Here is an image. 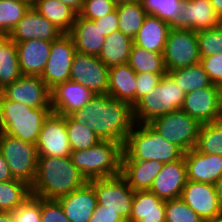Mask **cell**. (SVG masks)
Wrapping results in <instances>:
<instances>
[{
	"instance_id": "cell-1",
	"label": "cell",
	"mask_w": 222,
	"mask_h": 222,
	"mask_svg": "<svg viewBox=\"0 0 222 222\" xmlns=\"http://www.w3.org/2000/svg\"><path fill=\"white\" fill-rule=\"evenodd\" d=\"M68 116L87 125L101 140L114 141L122 147L136 124L133 106L109 94H96L86 106Z\"/></svg>"
},
{
	"instance_id": "cell-2",
	"label": "cell",
	"mask_w": 222,
	"mask_h": 222,
	"mask_svg": "<svg viewBox=\"0 0 222 222\" xmlns=\"http://www.w3.org/2000/svg\"><path fill=\"white\" fill-rule=\"evenodd\" d=\"M87 180L68 157H38L36 178L31 195L58 199L82 187Z\"/></svg>"
},
{
	"instance_id": "cell-3",
	"label": "cell",
	"mask_w": 222,
	"mask_h": 222,
	"mask_svg": "<svg viewBox=\"0 0 222 222\" xmlns=\"http://www.w3.org/2000/svg\"><path fill=\"white\" fill-rule=\"evenodd\" d=\"M184 152L149 124H135L122 147L121 161L155 160L163 164L181 159Z\"/></svg>"
},
{
	"instance_id": "cell-4",
	"label": "cell",
	"mask_w": 222,
	"mask_h": 222,
	"mask_svg": "<svg viewBox=\"0 0 222 222\" xmlns=\"http://www.w3.org/2000/svg\"><path fill=\"white\" fill-rule=\"evenodd\" d=\"M0 131L11 137L36 144L41 127L52 112L51 108H33L11 101L1 95Z\"/></svg>"
},
{
	"instance_id": "cell-5",
	"label": "cell",
	"mask_w": 222,
	"mask_h": 222,
	"mask_svg": "<svg viewBox=\"0 0 222 222\" xmlns=\"http://www.w3.org/2000/svg\"><path fill=\"white\" fill-rule=\"evenodd\" d=\"M122 146L114 141L102 140L87 149L72 151L73 165L88 181L120 174Z\"/></svg>"
},
{
	"instance_id": "cell-6",
	"label": "cell",
	"mask_w": 222,
	"mask_h": 222,
	"mask_svg": "<svg viewBox=\"0 0 222 222\" xmlns=\"http://www.w3.org/2000/svg\"><path fill=\"white\" fill-rule=\"evenodd\" d=\"M184 98V92L166 72L159 84L133 105L135 123L148 124L159 116L180 110Z\"/></svg>"
},
{
	"instance_id": "cell-7",
	"label": "cell",
	"mask_w": 222,
	"mask_h": 222,
	"mask_svg": "<svg viewBox=\"0 0 222 222\" xmlns=\"http://www.w3.org/2000/svg\"><path fill=\"white\" fill-rule=\"evenodd\" d=\"M148 124L184 153L195 148L201 127L197 120L181 109L159 116Z\"/></svg>"
},
{
	"instance_id": "cell-8",
	"label": "cell",
	"mask_w": 222,
	"mask_h": 222,
	"mask_svg": "<svg viewBox=\"0 0 222 222\" xmlns=\"http://www.w3.org/2000/svg\"><path fill=\"white\" fill-rule=\"evenodd\" d=\"M0 151L14 179L32 185L37 173L38 153L36 144L22 141L0 131Z\"/></svg>"
},
{
	"instance_id": "cell-9",
	"label": "cell",
	"mask_w": 222,
	"mask_h": 222,
	"mask_svg": "<svg viewBox=\"0 0 222 222\" xmlns=\"http://www.w3.org/2000/svg\"><path fill=\"white\" fill-rule=\"evenodd\" d=\"M200 59L196 31L171 28L163 51L166 71L198 64Z\"/></svg>"
},
{
	"instance_id": "cell-10",
	"label": "cell",
	"mask_w": 222,
	"mask_h": 222,
	"mask_svg": "<svg viewBox=\"0 0 222 222\" xmlns=\"http://www.w3.org/2000/svg\"><path fill=\"white\" fill-rule=\"evenodd\" d=\"M88 182L93 186L97 203L102 208L117 211L123 219L130 218L135 191L121 174Z\"/></svg>"
},
{
	"instance_id": "cell-11",
	"label": "cell",
	"mask_w": 222,
	"mask_h": 222,
	"mask_svg": "<svg viewBox=\"0 0 222 222\" xmlns=\"http://www.w3.org/2000/svg\"><path fill=\"white\" fill-rule=\"evenodd\" d=\"M76 52L73 39L68 33L52 41L49 59L41 74V79L50 89L69 80Z\"/></svg>"
},
{
	"instance_id": "cell-12",
	"label": "cell",
	"mask_w": 222,
	"mask_h": 222,
	"mask_svg": "<svg viewBox=\"0 0 222 222\" xmlns=\"http://www.w3.org/2000/svg\"><path fill=\"white\" fill-rule=\"evenodd\" d=\"M109 67L97 56L76 52L69 80L79 83L94 94H107Z\"/></svg>"
},
{
	"instance_id": "cell-13",
	"label": "cell",
	"mask_w": 222,
	"mask_h": 222,
	"mask_svg": "<svg viewBox=\"0 0 222 222\" xmlns=\"http://www.w3.org/2000/svg\"><path fill=\"white\" fill-rule=\"evenodd\" d=\"M38 157H68L72 150L65 116L51 112L45 119L36 142Z\"/></svg>"
},
{
	"instance_id": "cell-14",
	"label": "cell",
	"mask_w": 222,
	"mask_h": 222,
	"mask_svg": "<svg viewBox=\"0 0 222 222\" xmlns=\"http://www.w3.org/2000/svg\"><path fill=\"white\" fill-rule=\"evenodd\" d=\"M2 95L11 101L33 108H51V89L41 76L21 75L18 80L5 86Z\"/></svg>"
},
{
	"instance_id": "cell-15",
	"label": "cell",
	"mask_w": 222,
	"mask_h": 222,
	"mask_svg": "<svg viewBox=\"0 0 222 222\" xmlns=\"http://www.w3.org/2000/svg\"><path fill=\"white\" fill-rule=\"evenodd\" d=\"M180 198L204 222L222 218V208L218 202L214 184L187 180Z\"/></svg>"
},
{
	"instance_id": "cell-16",
	"label": "cell",
	"mask_w": 222,
	"mask_h": 222,
	"mask_svg": "<svg viewBox=\"0 0 222 222\" xmlns=\"http://www.w3.org/2000/svg\"><path fill=\"white\" fill-rule=\"evenodd\" d=\"M220 26V18L210 0H184L173 29L205 30Z\"/></svg>"
},
{
	"instance_id": "cell-17",
	"label": "cell",
	"mask_w": 222,
	"mask_h": 222,
	"mask_svg": "<svg viewBox=\"0 0 222 222\" xmlns=\"http://www.w3.org/2000/svg\"><path fill=\"white\" fill-rule=\"evenodd\" d=\"M62 34L61 30L31 6L9 37L13 42L19 43L27 40L53 41Z\"/></svg>"
},
{
	"instance_id": "cell-18",
	"label": "cell",
	"mask_w": 222,
	"mask_h": 222,
	"mask_svg": "<svg viewBox=\"0 0 222 222\" xmlns=\"http://www.w3.org/2000/svg\"><path fill=\"white\" fill-rule=\"evenodd\" d=\"M181 110L200 124L221 120L217 85L198 89L185 94Z\"/></svg>"
},
{
	"instance_id": "cell-19",
	"label": "cell",
	"mask_w": 222,
	"mask_h": 222,
	"mask_svg": "<svg viewBox=\"0 0 222 222\" xmlns=\"http://www.w3.org/2000/svg\"><path fill=\"white\" fill-rule=\"evenodd\" d=\"M95 95L85 86L71 80L59 83L51 89L52 112L68 116L86 106Z\"/></svg>"
},
{
	"instance_id": "cell-20",
	"label": "cell",
	"mask_w": 222,
	"mask_h": 222,
	"mask_svg": "<svg viewBox=\"0 0 222 222\" xmlns=\"http://www.w3.org/2000/svg\"><path fill=\"white\" fill-rule=\"evenodd\" d=\"M187 182V171L184 156L173 162L163 165V168L154 178L150 190L162 200L180 198Z\"/></svg>"
},
{
	"instance_id": "cell-21",
	"label": "cell",
	"mask_w": 222,
	"mask_h": 222,
	"mask_svg": "<svg viewBox=\"0 0 222 222\" xmlns=\"http://www.w3.org/2000/svg\"><path fill=\"white\" fill-rule=\"evenodd\" d=\"M183 156L187 180L214 184L222 177V155L204 154L194 148Z\"/></svg>"
},
{
	"instance_id": "cell-22",
	"label": "cell",
	"mask_w": 222,
	"mask_h": 222,
	"mask_svg": "<svg viewBox=\"0 0 222 222\" xmlns=\"http://www.w3.org/2000/svg\"><path fill=\"white\" fill-rule=\"evenodd\" d=\"M57 200L70 222H89L98 204L95 190L89 182Z\"/></svg>"
},
{
	"instance_id": "cell-23",
	"label": "cell",
	"mask_w": 222,
	"mask_h": 222,
	"mask_svg": "<svg viewBox=\"0 0 222 222\" xmlns=\"http://www.w3.org/2000/svg\"><path fill=\"white\" fill-rule=\"evenodd\" d=\"M15 44L22 75L41 76L49 59L52 41L27 40Z\"/></svg>"
},
{
	"instance_id": "cell-24",
	"label": "cell",
	"mask_w": 222,
	"mask_h": 222,
	"mask_svg": "<svg viewBox=\"0 0 222 222\" xmlns=\"http://www.w3.org/2000/svg\"><path fill=\"white\" fill-rule=\"evenodd\" d=\"M68 34L72 37L77 52L91 56L98 57L105 43V36L94 21L81 17L79 14Z\"/></svg>"
},
{
	"instance_id": "cell-25",
	"label": "cell",
	"mask_w": 222,
	"mask_h": 222,
	"mask_svg": "<svg viewBox=\"0 0 222 222\" xmlns=\"http://www.w3.org/2000/svg\"><path fill=\"white\" fill-rule=\"evenodd\" d=\"M136 89V72L128 63L109 67L107 94L133 106L136 103Z\"/></svg>"
},
{
	"instance_id": "cell-26",
	"label": "cell",
	"mask_w": 222,
	"mask_h": 222,
	"mask_svg": "<svg viewBox=\"0 0 222 222\" xmlns=\"http://www.w3.org/2000/svg\"><path fill=\"white\" fill-rule=\"evenodd\" d=\"M163 163L155 160L121 161L120 174L134 191L150 190L154 178L163 168Z\"/></svg>"
},
{
	"instance_id": "cell-27",
	"label": "cell",
	"mask_w": 222,
	"mask_h": 222,
	"mask_svg": "<svg viewBox=\"0 0 222 222\" xmlns=\"http://www.w3.org/2000/svg\"><path fill=\"white\" fill-rule=\"evenodd\" d=\"M171 25L154 15H147L133 43L146 50L163 53Z\"/></svg>"
},
{
	"instance_id": "cell-28",
	"label": "cell",
	"mask_w": 222,
	"mask_h": 222,
	"mask_svg": "<svg viewBox=\"0 0 222 222\" xmlns=\"http://www.w3.org/2000/svg\"><path fill=\"white\" fill-rule=\"evenodd\" d=\"M166 201L149 190L135 191L130 219L135 222H166Z\"/></svg>"
},
{
	"instance_id": "cell-29",
	"label": "cell",
	"mask_w": 222,
	"mask_h": 222,
	"mask_svg": "<svg viewBox=\"0 0 222 222\" xmlns=\"http://www.w3.org/2000/svg\"><path fill=\"white\" fill-rule=\"evenodd\" d=\"M32 7L63 33H69L78 15L71 7L58 0H35Z\"/></svg>"
},
{
	"instance_id": "cell-30",
	"label": "cell",
	"mask_w": 222,
	"mask_h": 222,
	"mask_svg": "<svg viewBox=\"0 0 222 222\" xmlns=\"http://www.w3.org/2000/svg\"><path fill=\"white\" fill-rule=\"evenodd\" d=\"M133 40L119 30L105 37V43L98 58L107 66L112 67L128 63Z\"/></svg>"
},
{
	"instance_id": "cell-31",
	"label": "cell",
	"mask_w": 222,
	"mask_h": 222,
	"mask_svg": "<svg viewBox=\"0 0 222 222\" xmlns=\"http://www.w3.org/2000/svg\"><path fill=\"white\" fill-rule=\"evenodd\" d=\"M119 31L134 40L147 16L139 0L116 5Z\"/></svg>"
},
{
	"instance_id": "cell-32",
	"label": "cell",
	"mask_w": 222,
	"mask_h": 222,
	"mask_svg": "<svg viewBox=\"0 0 222 222\" xmlns=\"http://www.w3.org/2000/svg\"><path fill=\"white\" fill-rule=\"evenodd\" d=\"M177 86L184 94L210 87L212 85L208 75L200 63L184 68L168 71Z\"/></svg>"
},
{
	"instance_id": "cell-33",
	"label": "cell",
	"mask_w": 222,
	"mask_h": 222,
	"mask_svg": "<svg viewBox=\"0 0 222 222\" xmlns=\"http://www.w3.org/2000/svg\"><path fill=\"white\" fill-rule=\"evenodd\" d=\"M136 73H166L163 53L152 52L133 43L128 60Z\"/></svg>"
},
{
	"instance_id": "cell-34",
	"label": "cell",
	"mask_w": 222,
	"mask_h": 222,
	"mask_svg": "<svg viewBox=\"0 0 222 222\" xmlns=\"http://www.w3.org/2000/svg\"><path fill=\"white\" fill-rule=\"evenodd\" d=\"M31 195V186L14 179L0 182V212H10L22 205Z\"/></svg>"
},
{
	"instance_id": "cell-35",
	"label": "cell",
	"mask_w": 222,
	"mask_h": 222,
	"mask_svg": "<svg viewBox=\"0 0 222 222\" xmlns=\"http://www.w3.org/2000/svg\"><path fill=\"white\" fill-rule=\"evenodd\" d=\"M21 75L16 44L9 39L0 49V90Z\"/></svg>"
},
{
	"instance_id": "cell-36",
	"label": "cell",
	"mask_w": 222,
	"mask_h": 222,
	"mask_svg": "<svg viewBox=\"0 0 222 222\" xmlns=\"http://www.w3.org/2000/svg\"><path fill=\"white\" fill-rule=\"evenodd\" d=\"M195 149L204 154L222 155V119L201 124Z\"/></svg>"
},
{
	"instance_id": "cell-37",
	"label": "cell",
	"mask_w": 222,
	"mask_h": 222,
	"mask_svg": "<svg viewBox=\"0 0 222 222\" xmlns=\"http://www.w3.org/2000/svg\"><path fill=\"white\" fill-rule=\"evenodd\" d=\"M31 6L27 0H0V32L10 34Z\"/></svg>"
},
{
	"instance_id": "cell-38",
	"label": "cell",
	"mask_w": 222,
	"mask_h": 222,
	"mask_svg": "<svg viewBox=\"0 0 222 222\" xmlns=\"http://www.w3.org/2000/svg\"><path fill=\"white\" fill-rule=\"evenodd\" d=\"M65 123L72 151L87 149L102 141L87 125L76 123L69 116H65Z\"/></svg>"
},
{
	"instance_id": "cell-39",
	"label": "cell",
	"mask_w": 222,
	"mask_h": 222,
	"mask_svg": "<svg viewBox=\"0 0 222 222\" xmlns=\"http://www.w3.org/2000/svg\"><path fill=\"white\" fill-rule=\"evenodd\" d=\"M147 15H154L172 25L180 12L184 0H139Z\"/></svg>"
},
{
	"instance_id": "cell-40",
	"label": "cell",
	"mask_w": 222,
	"mask_h": 222,
	"mask_svg": "<svg viewBox=\"0 0 222 222\" xmlns=\"http://www.w3.org/2000/svg\"><path fill=\"white\" fill-rule=\"evenodd\" d=\"M201 57L222 54V28L220 26L196 32Z\"/></svg>"
},
{
	"instance_id": "cell-41",
	"label": "cell",
	"mask_w": 222,
	"mask_h": 222,
	"mask_svg": "<svg viewBox=\"0 0 222 222\" xmlns=\"http://www.w3.org/2000/svg\"><path fill=\"white\" fill-rule=\"evenodd\" d=\"M166 222H204L181 198L166 200Z\"/></svg>"
},
{
	"instance_id": "cell-42",
	"label": "cell",
	"mask_w": 222,
	"mask_h": 222,
	"mask_svg": "<svg viewBox=\"0 0 222 222\" xmlns=\"http://www.w3.org/2000/svg\"><path fill=\"white\" fill-rule=\"evenodd\" d=\"M13 222H42L41 198L30 195L18 208L10 211Z\"/></svg>"
},
{
	"instance_id": "cell-43",
	"label": "cell",
	"mask_w": 222,
	"mask_h": 222,
	"mask_svg": "<svg viewBox=\"0 0 222 222\" xmlns=\"http://www.w3.org/2000/svg\"><path fill=\"white\" fill-rule=\"evenodd\" d=\"M115 9L116 4L111 0H84L83 8L79 15L89 20H96Z\"/></svg>"
},
{
	"instance_id": "cell-44",
	"label": "cell",
	"mask_w": 222,
	"mask_h": 222,
	"mask_svg": "<svg viewBox=\"0 0 222 222\" xmlns=\"http://www.w3.org/2000/svg\"><path fill=\"white\" fill-rule=\"evenodd\" d=\"M42 222H70L56 199L41 198Z\"/></svg>"
},
{
	"instance_id": "cell-45",
	"label": "cell",
	"mask_w": 222,
	"mask_h": 222,
	"mask_svg": "<svg viewBox=\"0 0 222 222\" xmlns=\"http://www.w3.org/2000/svg\"><path fill=\"white\" fill-rule=\"evenodd\" d=\"M200 64L214 85L222 83V54L201 57Z\"/></svg>"
},
{
	"instance_id": "cell-46",
	"label": "cell",
	"mask_w": 222,
	"mask_h": 222,
	"mask_svg": "<svg viewBox=\"0 0 222 222\" xmlns=\"http://www.w3.org/2000/svg\"><path fill=\"white\" fill-rule=\"evenodd\" d=\"M165 73H136V102L148 94L155 86L159 84V81Z\"/></svg>"
},
{
	"instance_id": "cell-47",
	"label": "cell",
	"mask_w": 222,
	"mask_h": 222,
	"mask_svg": "<svg viewBox=\"0 0 222 222\" xmlns=\"http://www.w3.org/2000/svg\"><path fill=\"white\" fill-rule=\"evenodd\" d=\"M95 25L99 27L102 32V35L109 36L114 31L119 30V20L117 16V9L111 13L103 16L102 18L93 20Z\"/></svg>"
},
{
	"instance_id": "cell-48",
	"label": "cell",
	"mask_w": 222,
	"mask_h": 222,
	"mask_svg": "<svg viewBox=\"0 0 222 222\" xmlns=\"http://www.w3.org/2000/svg\"><path fill=\"white\" fill-rule=\"evenodd\" d=\"M123 218L115 210L102 208L97 204L89 222H120Z\"/></svg>"
},
{
	"instance_id": "cell-49",
	"label": "cell",
	"mask_w": 222,
	"mask_h": 222,
	"mask_svg": "<svg viewBox=\"0 0 222 222\" xmlns=\"http://www.w3.org/2000/svg\"><path fill=\"white\" fill-rule=\"evenodd\" d=\"M14 180L10 168L0 151V182Z\"/></svg>"
},
{
	"instance_id": "cell-50",
	"label": "cell",
	"mask_w": 222,
	"mask_h": 222,
	"mask_svg": "<svg viewBox=\"0 0 222 222\" xmlns=\"http://www.w3.org/2000/svg\"><path fill=\"white\" fill-rule=\"evenodd\" d=\"M71 7L77 14L82 10L84 0H58Z\"/></svg>"
},
{
	"instance_id": "cell-51",
	"label": "cell",
	"mask_w": 222,
	"mask_h": 222,
	"mask_svg": "<svg viewBox=\"0 0 222 222\" xmlns=\"http://www.w3.org/2000/svg\"><path fill=\"white\" fill-rule=\"evenodd\" d=\"M215 192L218 198L220 207L222 208V177L214 183Z\"/></svg>"
},
{
	"instance_id": "cell-52",
	"label": "cell",
	"mask_w": 222,
	"mask_h": 222,
	"mask_svg": "<svg viewBox=\"0 0 222 222\" xmlns=\"http://www.w3.org/2000/svg\"><path fill=\"white\" fill-rule=\"evenodd\" d=\"M214 10L216 11L218 17L222 18V0H210Z\"/></svg>"
},
{
	"instance_id": "cell-53",
	"label": "cell",
	"mask_w": 222,
	"mask_h": 222,
	"mask_svg": "<svg viewBox=\"0 0 222 222\" xmlns=\"http://www.w3.org/2000/svg\"><path fill=\"white\" fill-rule=\"evenodd\" d=\"M217 91H218L219 112H220V116L222 118V83L217 85Z\"/></svg>"
},
{
	"instance_id": "cell-54",
	"label": "cell",
	"mask_w": 222,
	"mask_h": 222,
	"mask_svg": "<svg viewBox=\"0 0 222 222\" xmlns=\"http://www.w3.org/2000/svg\"><path fill=\"white\" fill-rule=\"evenodd\" d=\"M0 222H13L10 212H0Z\"/></svg>"
},
{
	"instance_id": "cell-55",
	"label": "cell",
	"mask_w": 222,
	"mask_h": 222,
	"mask_svg": "<svg viewBox=\"0 0 222 222\" xmlns=\"http://www.w3.org/2000/svg\"><path fill=\"white\" fill-rule=\"evenodd\" d=\"M9 39V34L0 32V49Z\"/></svg>"
},
{
	"instance_id": "cell-56",
	"label": "cell",
	"mask_w": 222,
	"mask_h": 222,
	"mask_svg": "<svg viewBox=\"0 0 222 222\" xmlns=\"http://www.w3.org/2000/svg\"><path fill=\"white\" fill-rule=\"evenodd\" d=\"M111 1L114 2L116 5H119V4H123L126 2H132V1H136V0H111Z\"/></svg>"
},
{
	"instance_id": "cell-57",
	"label": "cell",
	"mask_w": 222,
	"mask_h": 222,
	"mask_svg": "<svg viewBox=\"0 0 222 222\" xmlns=\"http://www.w3.org/2000/svg\"><path fill=\"white\" fill-rule=\"evenodd\" d=\"M1 95H2V92H1V90H0V123H1V117H2Z\"/></svg>"
},
{
	"instance_id": "cell-58",
	"label": "cell",
	"mask_w": 222,
	"mask_h": 222,
	"mask_svg": "<svg viewBox=\"0 0 222 222\" xmlns=\"http://www.w3.org/2000/svg\"><path fill=\"white\" fill-rule=\"evenodd\" d=\"M120 222H135V221H133L130 218H125V219H122Z\"/></svg>"
},
{
	"instance_id": "cell-59",
	"label": "cell",
	"mask_w": 222,
	"mask_h": 222,
	"mask_svg": "<svg viewBox=\"0 0 222 222\" xmlns=\"http://www.w3.org/2000/svg\"><path fill=\"white\" fill-rule=\"evenodd\" d=\"M205 222H222V218L216 219V220H211V221H205Z\"/></svg>"
},
{
	"instance_id": "cell-60",
	"label": "cell",
	"mask_w": 222,
	"mask_h": 222,
	"mask_svg": "<svg viewBox=\"0 0 222 222\" xmlns=\"http://www.w3.org/2000/svg\"><path fill=\"white\" fill-rule=\"evenodd\" d=\"M220 27L222 28V18L220 19Z\"/></svg>"
},
{
	"instance_id": "cell-61",
	"label": "cell",
	"mask_w": 222,
	"mask_h": 222,
	"mask_svg": "<svg viewBox=\"0 0 222 222\" xmlns=\"http://www.w3.org/2000/svg\"><path fill=\"white\" fill-rule=\"evenodd\" d=\"M27 1H29L32 4L35 0H27Z\"/></svg>"
}]
</instances>
